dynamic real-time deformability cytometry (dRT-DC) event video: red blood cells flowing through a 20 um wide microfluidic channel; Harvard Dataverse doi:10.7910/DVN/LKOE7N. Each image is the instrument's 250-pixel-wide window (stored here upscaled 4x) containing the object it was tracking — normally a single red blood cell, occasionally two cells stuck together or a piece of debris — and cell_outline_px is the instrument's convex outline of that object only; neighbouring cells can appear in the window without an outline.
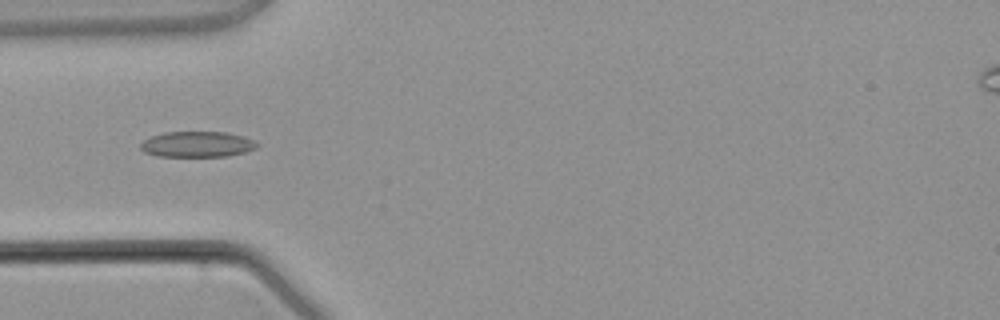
{"species": "common noctule bat (a hibernating species)", "species_latin": "Nyctalus noctula", "temperature_condition": "warm", "stored_images_in_passage": 4, "camera_frame_rate_fps": 3000, "um_per_image_px": 0.085, "animal": {"sex": "male", "body_mass_g": 21.5, "forearm_length_mm": 52.0}, "frame": {"image": 1, "passage_image": 4, "time_ms": 3.667, "image_size_px": [1000, 320], "cell_outline_px": [[260, 144], [256, 148], [248, 152], [228, 156], [156, 156], [144, 152], [140, 148], [140, 144], [144, 140], [152, 136], [164, 132], [228, 132], [244, 136], [256, 140]], "centroid_in_image_um": [16.82, 12.26], "position_along_channel_um": 68.2, "area_um2": 17.69}}